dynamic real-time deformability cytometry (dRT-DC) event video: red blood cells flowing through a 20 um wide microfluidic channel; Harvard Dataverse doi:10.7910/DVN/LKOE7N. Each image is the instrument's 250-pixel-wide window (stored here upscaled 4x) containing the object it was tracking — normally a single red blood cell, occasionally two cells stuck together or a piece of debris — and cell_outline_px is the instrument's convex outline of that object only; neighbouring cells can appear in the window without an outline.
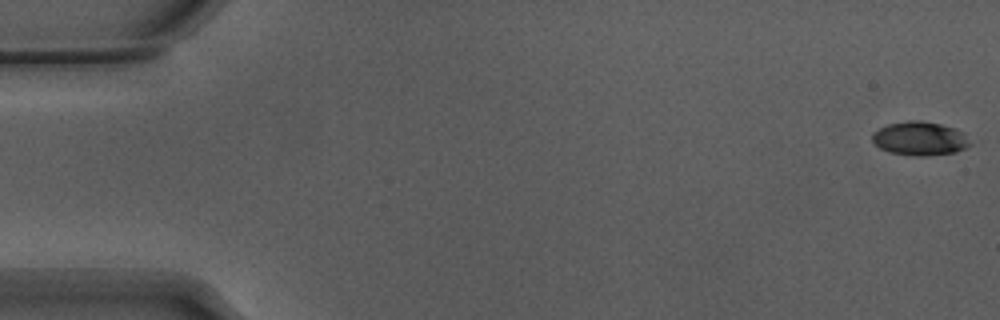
{"species": "Egyptian fruit bat (a non-hibernating species)", "species_latin": "Rousettus aegyptiacus", "temperature_condition": "warm", "stored_images_in_passage": 54, "camera_frame_rate_fps": 3000, "um_per_image_px": 0.085, "animal": {"sex": "male"}, "frame": {"image": 1, "passage_image": 1, "time_ms": 0.0, "image_size_px": [1000, 320], "cell_outline_px": [[972, 144], [956, 152], [924, 156], [916, 156], [892, 152], [880, 148], [872, 140], [872, 132], [888, 124], [908, 120], [920, 120], [940, 124], [964, 132]], "centroid_in_image_um": [78.19, 11.77], "position_along_channel_um": 6.8, "area_um2": 19.13}}
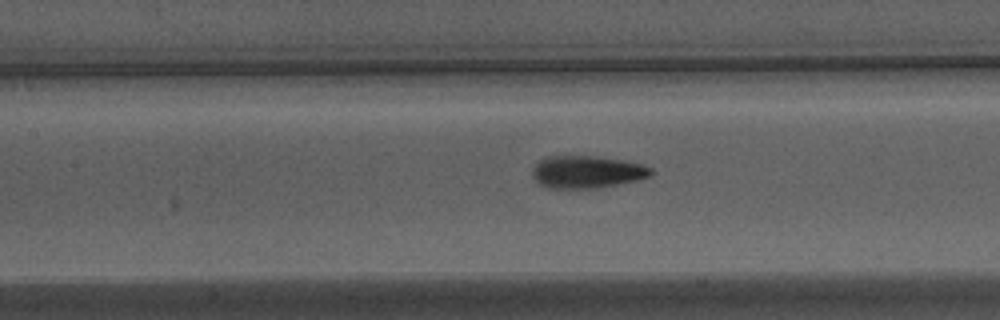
{"frame": {"image": 2, "passage_image": 25, "time_ms": 8.0, "image_size_px": [1000, 320], "cell_outline_px": [[652, 176], [636, 180], [596, 188], [548, 188], [540, 184], [532, 176], [532, 168], [544, 156], [596, 156], [620, 160], [640, 164], [652, 168]], "centroid_in_image_um": [49.85, 14.61], "position_along_channel_um": 157.6, "area_um2": 22.25}}
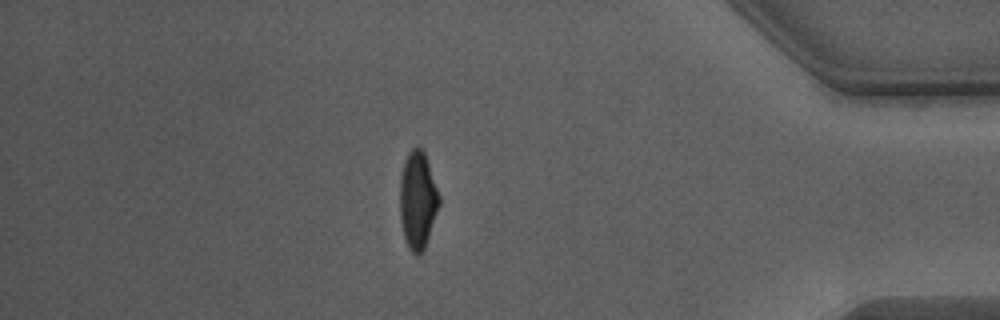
{"frame": {"image": 3, "passage_image": 47, "time_ms": 15.333, "image_size_px": [1000, 320], "cell_outline_px": [[440, 204], [424, 248], [416, 256], [408, 248], [404, 240], [400, 220], [400, 176], [404, 160], [408, 152], [412, 148], [420, 148], [424, 152], [440, 196]], "centroid_in_image_um": [35.48, 17.02], "position_along_channel_um": 399.7, "area_um2": 22.25}, "authors_computed_cell_mechanics": {"area_um2": 21.964, "velocity_mm_per_s": 3.8447, "shape_relaxation_time_tau1_ms": 3.2239, "shape_relaxation_time_tau2_ms": 1.0599, "deformation_change_tau1": 0.1871, "deformation_change_tau2": 0.0808}}